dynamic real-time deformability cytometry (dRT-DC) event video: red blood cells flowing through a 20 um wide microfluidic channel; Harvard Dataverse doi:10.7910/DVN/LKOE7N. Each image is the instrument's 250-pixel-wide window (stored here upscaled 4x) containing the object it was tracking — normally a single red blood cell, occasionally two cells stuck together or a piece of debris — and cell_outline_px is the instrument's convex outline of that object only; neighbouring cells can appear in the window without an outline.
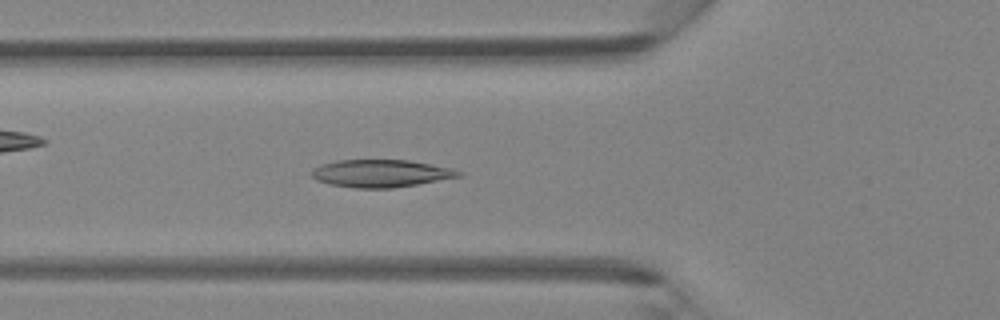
{"species": "Egyptian fruit bat (a non-hibernating species)", "species_latin": "Rousettus aegyptiacus", "temperature_condition": "room temperature", "stored_images_in_passage": 44, "camera_frame_rate_fps": 3000, "um_per_image_px": 0.085, "animal": {"sex": "female"}, "frame": {"image": 1, "passage_image": 15, "time_ms": 4.667, "image_size_px": [1000, 320], "cell_outline_px": [[464, 176], [392, 188], [356, 188], [328, 184], [316, 180], [312, 176], [312, 168], [320, 164], [336, 160], [408, 160], [432, 164], [452, 168], [464, 172]], "centroid_in_image_um": [32.38, 14.73], "position_along_channel_um": 93.4, "area_um2": 23.76}}
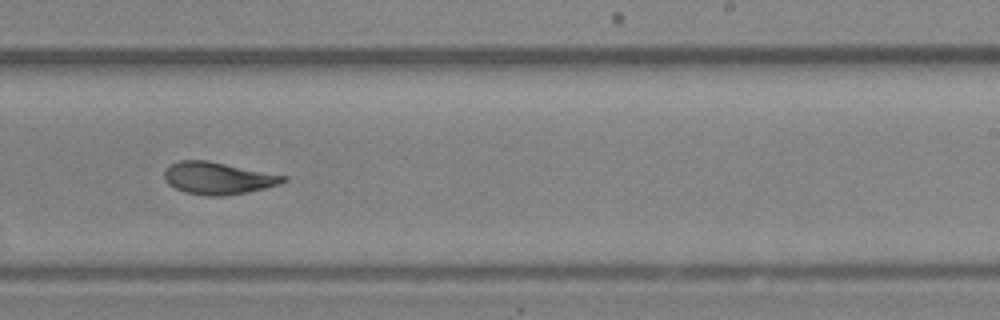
{"frame": {"image": 2, "passage_image": 27, "time_ms": 8.667, "image_size_px": [1000, 320], "cell_outline_px": [[288, 180], [280, 184], [264, 188], [244, 192], [220, 196], [204, 196], [184, 192], [168, 184], [164, 180], [164, 172], [172, 164], [180, 160], [208, 160], [288, 176]], "centroid_in_image_um": [18.53, 15.14], "position_along_channel_um": 270.5, "area_um2": 22.25}}
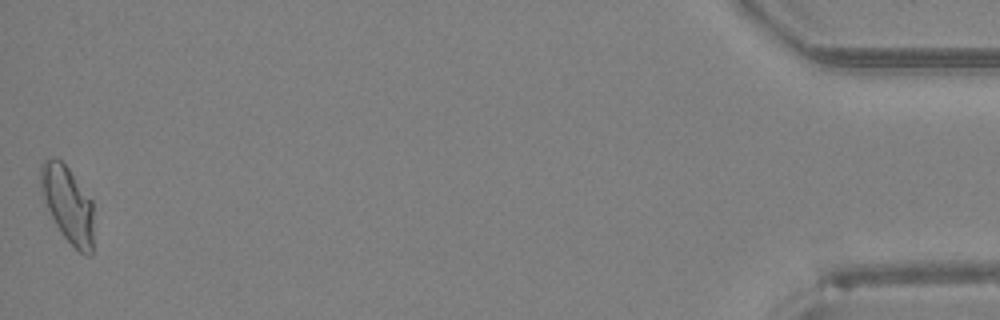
{"frame": {"image": 3, "passage_image": 44, "time_ms": 14.333, "image_size_px": [1000, 320], "cell_outline_px": [[92, 256], [88, 256], [80, 252], [60, 232], [44, 200], [40, 184], [40, 164], [44, 160], [56, 156], [68, 168], [92, 200]], "centroid_in_image_um": [5.75, 17.33], "position_along_channel_um": 429.4, "area_um2": 23.24}}